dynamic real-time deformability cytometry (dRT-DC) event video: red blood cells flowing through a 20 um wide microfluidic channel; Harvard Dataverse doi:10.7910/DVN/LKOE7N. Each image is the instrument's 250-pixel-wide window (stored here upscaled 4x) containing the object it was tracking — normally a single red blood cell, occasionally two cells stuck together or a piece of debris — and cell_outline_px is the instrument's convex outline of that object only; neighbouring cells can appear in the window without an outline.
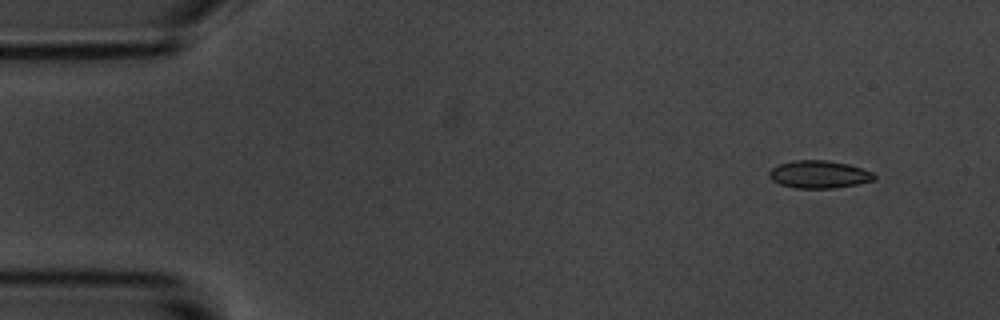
{"species": "common noctule bat (a hibernating species)", "species_latin": "Nyctalus noctula", "temperature_condition": "room temperature", "stored_images_in_passage": 54, "segment_of_instrument_passage": [1, 2], "camera_frame_rate_fps": 3000, "um_per_image_px": 0.085, "animal": {"sex": "male", "body_mass_g": 20.1, "forearm_length_mm": 53.5}, "frame": {"image": 1, "passage_image": 1, "time_ms": 0.0, "image_size_px": [1000, 320], "cell_outline_px": [[876, 176], [872, 180], [856, 184], [836, 188], [796, 188], [780, 184], [772, 180], [768, 176], [768, 172], [772, 168], [780, 164], [792, 160], [828, 160], [848, 164], [872, 172]], "centroid_in_image_um": [69.58, 14.82], "position_along_channel_um": 15.4, "area_um2": 16.82}}
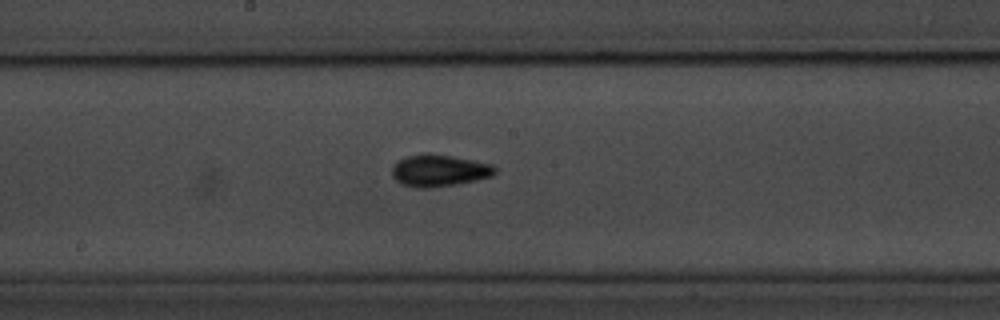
{"frame": {"image": 2, "passage_image": 26, "time_ms": 8.333, "image_size_px": [1000, 320], "cell_outline_px": [[496, 172], [492, 176], [476, 180], [456, 184], [428, 188], [416, 188], [400, 184], [392, 176], [392, 168], [396, 160], [408, 156], [424, 152], [472, 160], [492, 164], [496, 168]], "centroid_in_image_um": [37.28, 14.5], "position_along_channel_um": 210.9, "area_um2": 19.19}}
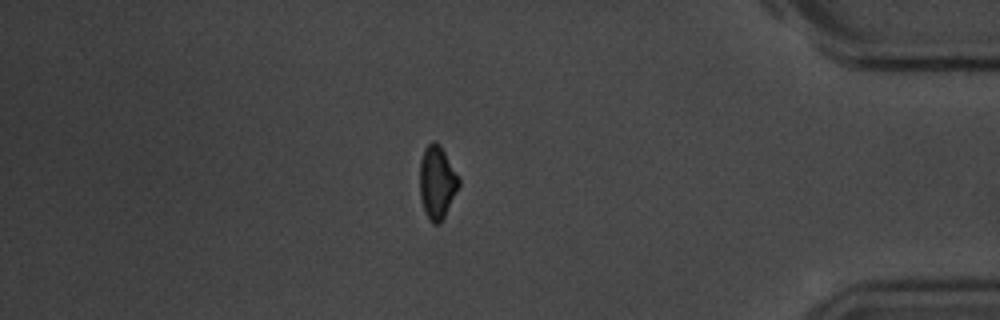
{"frame": {"image": 3, "passage_image": 45, "time_ms": 14.667, "image_size_px": [1000, 320], "cell_outline_px": [[460, 184], [440, 224], [432, 224], [428, 220], [424, 212], [420, 196], [420, 160], [424, 148], [432, 140], [440, 144], [460, 180]], "centroid_in_image_um": [37.12, 15.5], "position_along_channel_um": 398.1, "area_um2": 16.59}}